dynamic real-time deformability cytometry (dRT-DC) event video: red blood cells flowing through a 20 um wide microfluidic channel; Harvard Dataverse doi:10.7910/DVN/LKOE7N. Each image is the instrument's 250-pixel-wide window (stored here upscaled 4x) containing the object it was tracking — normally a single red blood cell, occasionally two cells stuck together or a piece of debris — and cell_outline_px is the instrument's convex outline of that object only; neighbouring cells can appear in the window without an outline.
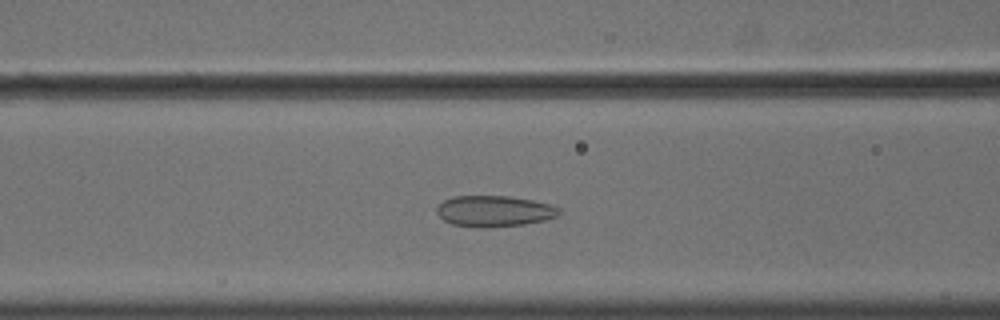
{"species": "common noctule bat (a hibernating species)", "species_latin": "Nyctalus noctula", "temperature_condition": "cold", "stored_images_in_passage": 54, "camera_frame_rate_fps": 3000, "um_per_image_px": 0.085, "animal": {"sex": "male", "body_mass_g": 18.8}, "frame": {"image": 1, "passage_image": 22, "time_ms": 7.0, "image_size_px": [1000, 320], "cell_outline_px": [[560, 212], [556, 216], [544, 220], [524, 224], [480, 228], [452, 224], [444, 220], [436, 212], [436, 208], [444, 200], [452, 196], [512, 196], [532, 200], [548, 204], [560, 208]], "centroid_in_image_um": [41.98, 17.94], "position_along_channel_um": 124.6, "area_um2": 22.02}}
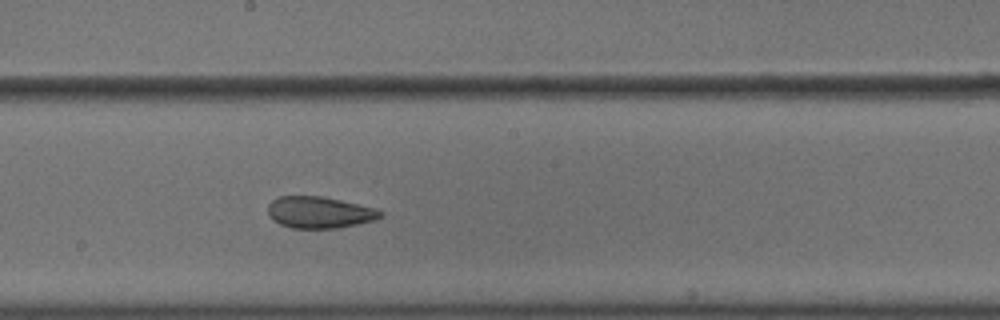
{"frame": {"image": 2, "passage_image": 30, "time_ms": 9.667, "image_size_px": [1000, 320], "cell_outline_px": [[384, 212], [376, 220], [336, 228], [292, 228], [280, 224], [272, 220], [268, 216], [268, 204], [272, 200], [280, 196], [320, 196], [340, 200], [376, 208]], "centroid_in_image_um": [27.13, 18.05], "position_along_channel_um": 221.1, "area_um2": 20.69}}
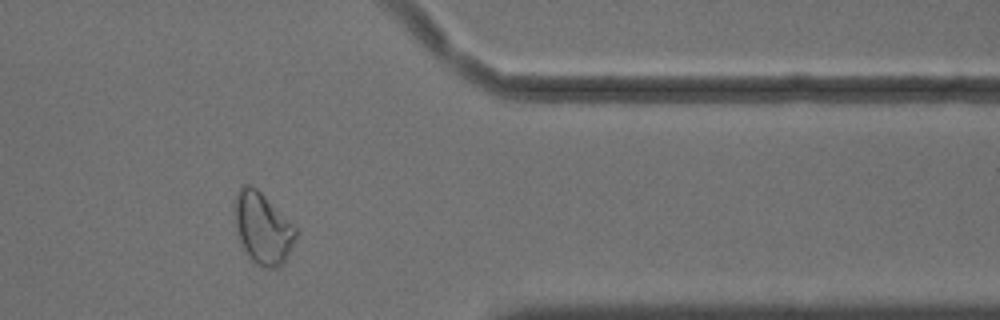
{"frame": {"image": 3, "passage_image": 45, "time_ms": 14.667, "image_size_px": [1000, 320], "cell_outline_px": [[296, 236], [284, 264], [276, 268], [264, 268], [256, 264], [248, 256], [240, 240], [236, 228], [236, 196], [240, 184], [248, 184], [256, 188], [296, 228]], "centroid_in_image_um": [22.33, 19.43], "position_along_channel_um": 389.1, "area_um2": 24.8}, "authors_computed_cell_mechanics": {"area_um2": 24.4494, "velocity_mm_per_s": 3.6103, "shape_relaxation_time_tau1_ms": null, "shape_relaxation_time_tau2_ms": 2.476, "deformation_change_tau1": null, "deformation_change_tau2": 0.08}}